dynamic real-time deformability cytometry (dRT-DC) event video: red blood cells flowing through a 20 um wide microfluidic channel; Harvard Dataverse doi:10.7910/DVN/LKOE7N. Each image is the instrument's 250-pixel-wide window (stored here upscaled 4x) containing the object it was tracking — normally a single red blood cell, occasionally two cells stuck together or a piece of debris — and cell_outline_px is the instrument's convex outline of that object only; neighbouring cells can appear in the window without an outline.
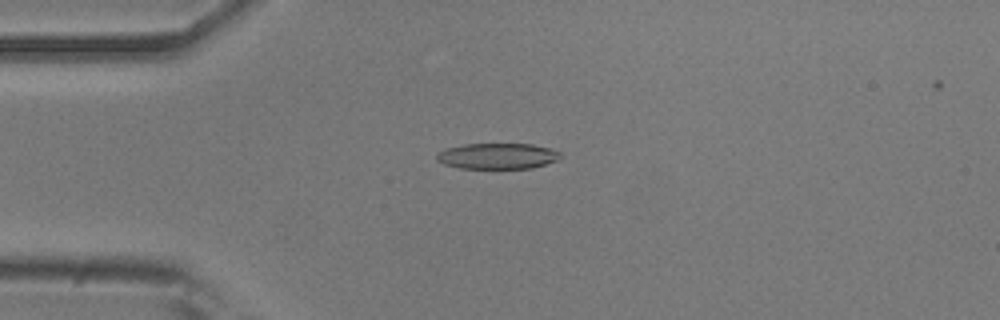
{"species": "common noctule bat (a hibernating species)", "species_latin": "Nyctalus noctula", "temperature_condition": "room temperature", "stored_images_in_passage": 54, "camera_frame_rate_fps": 3000, "um_per_image_px": 0.085, "animal": {"sex": "male", "body_mass_g": 20.5, "forearm_length_mm": 52.5}, "frame": {"image": 1, "passage_image": 13, "time_ms": 4.0, "image_size_px": [1000, 320], "cell_outline_px": [[560, 156], [556, 160], [532, 168], [460, 168], [444, 164], [436, 160], [436, 156], [440, 152], [448, 148], [464, 144], [532, 144], [552, 148], [560, 152]], "centroid_in_image_um": [42.29, 13.26], "position_along_channel_um": 42.7, "area_um2": 18.44}}
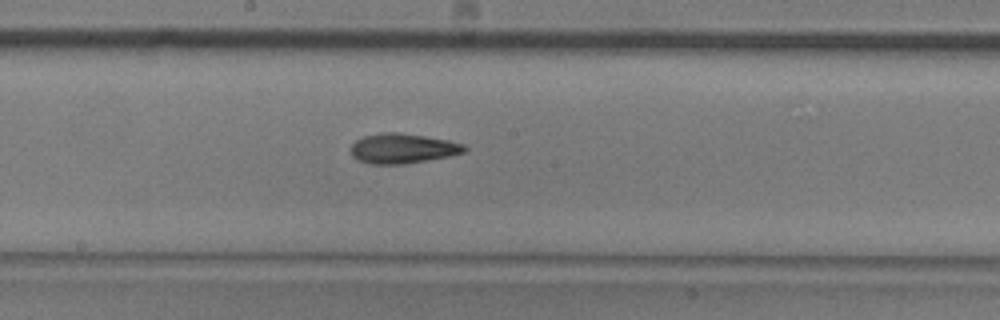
{"frame": {"image": 2, "passage_image": 28, "time_ms": 9.0, "image_size_px": [1000, 320], "cell_outline_px": [[468, 148], [464, 152], [448, 156], [400, 164], [372, 164], [360, 160], [352, 156], [352, 144], [356, 140], [364, 136], [384, 132], [400, 132], [448, 140], [464, 144]], "centroid_in_image_um": [34.23, 12.6], "position_along_channel_um": 214.0, "area_um2": 19.48}}
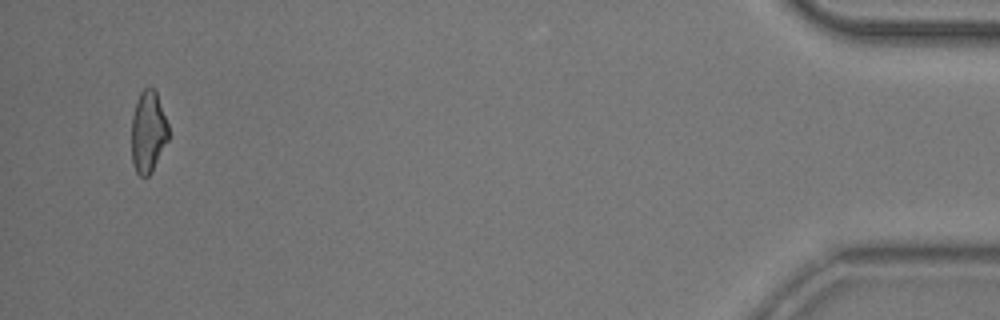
{"frame": {"image": 3, "passage_image": 51, "time_ms": 16.667, "image_size_px": [1000, 320], "cell_outline_px": [[168, 140], [152, 172], [148, 176], [140, 176], [136, 172], [132, 160], [132, 116], [140, 92], [148, 84], [156, 88], [168, 124]], "centroid_in_image_um": [12.61, 11.16], "position_along_channel_um": 422.6, "area_um2": 17.8}}